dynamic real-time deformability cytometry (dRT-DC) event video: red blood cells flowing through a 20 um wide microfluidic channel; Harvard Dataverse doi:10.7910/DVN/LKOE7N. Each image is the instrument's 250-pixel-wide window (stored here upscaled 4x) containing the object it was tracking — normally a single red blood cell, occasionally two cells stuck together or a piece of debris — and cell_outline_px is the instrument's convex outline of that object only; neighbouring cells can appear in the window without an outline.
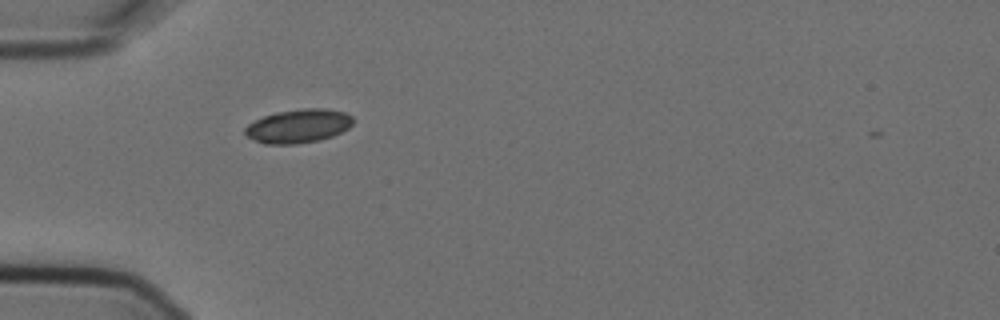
{"species": "Egyptian fruit bat (a non-hibernating species)", "species_latin": "Rousettus aegyptiacus", "temperature_condition": "cold", "stored_images_in_passage": 2, "camera_frame_rate_fps": 3000, "um_per_image_px": 0.085, "animal": {"sex": "female"}, "frame": {"image": 1, "passage_image": 1, "time_ms": 0.0, "image_size_px": [1000, 320], "cell_outline_px": [[352, 124], [348, 128], [332, 136], [316, 140], [296, 144], [264, 144], [248, 136], [244, 132], [244, 128], [248, 124], [264, 116], [276, 112], [304, 108], [324, 108], [344, 112], [352, 116]], "centroid_in_image_um": [25.35, 10.7], "position_along_channel_um": 59.6, "area_um2": 20.98}}
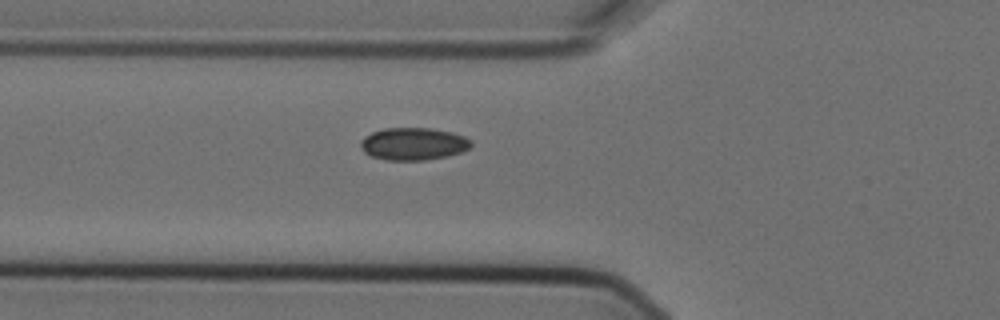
{"frame": {"image": 2, "passage_image": 2, "time_ms": 0.333, "image_size_px": [1000, 320], "cell_outline_px": [[472, 144], [468, 148], [460, 152], [448, 156], [424, 160], [388, 160], [372, 156], [364, 152], [360, 144], [360, 140], [364, 136], [372, 132], [384, 128], [428, 128], [452, 132], [464, 136], [472, 140]], "centroid_in_image_um": [35.13, 12.22], "position_along_channel_um": 90.7, "area_um2": 20.87}}